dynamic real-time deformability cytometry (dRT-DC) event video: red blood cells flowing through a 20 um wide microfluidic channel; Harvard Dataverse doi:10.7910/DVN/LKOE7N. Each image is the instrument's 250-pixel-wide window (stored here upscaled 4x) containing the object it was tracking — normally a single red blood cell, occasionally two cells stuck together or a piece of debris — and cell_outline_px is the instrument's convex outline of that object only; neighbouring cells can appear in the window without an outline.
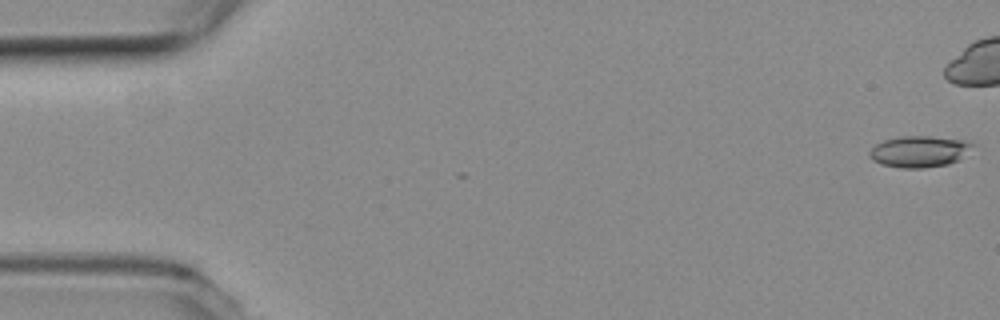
{"species": "common noctule bat (a hibernating species)", "species_latin": "Nyctalus noctula", "temperature_condition": "room temperature", "stored_images_in_passage": 4, "camera_frame_rate_fps": 3000, "um_per_image_px": 0.085, "animal": {"sex": "female", "body_mass_g": 19.3, "forearm_length_mm": 54.1}, "frame": {"image": 1, "passage_image": 1, "time_ms": 0.0, "image_size_px": [1000, 320], "cell_outline_px": [[976, 144], [956, 160], [948, 164], [924, 168], [900, 168], [880, 164], [872, 160], [868, 156], [868, 152], [876, 144], [884, 140], [900, 136], [928, 136], [964, 140]], "centroid_in_image_um": [78.08, 12.88], "position_along_channel_um": 6.9, "area_um2": 18.73}}